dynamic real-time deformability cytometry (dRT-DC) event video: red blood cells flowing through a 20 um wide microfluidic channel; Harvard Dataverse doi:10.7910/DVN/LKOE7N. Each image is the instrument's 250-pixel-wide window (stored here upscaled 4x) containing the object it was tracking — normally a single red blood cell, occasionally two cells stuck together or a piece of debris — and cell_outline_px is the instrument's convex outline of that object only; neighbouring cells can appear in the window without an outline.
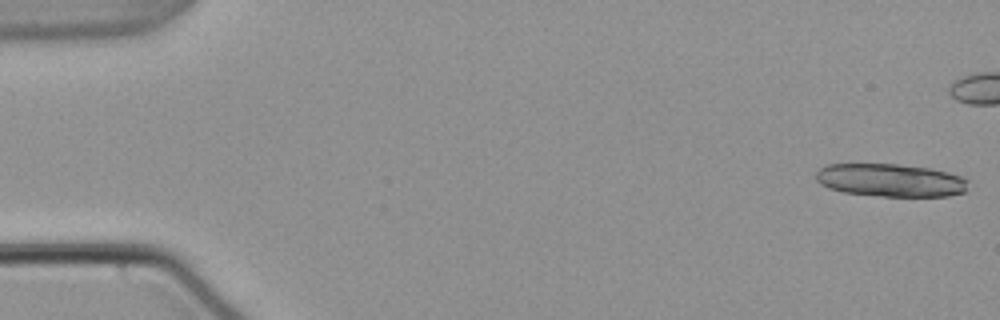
{"species": "common noctule bat (a hibernating species)", "species_latin": "Nyctalus noctula", "temperature_condition": "warm", "stored_images_in_passage": 15, "camera_frame_rate_fps": 3000, "um_per_image_px": 0.085, "animal": {"sex": "male", "body_mass_g": 21.5, "forearm_length_mm": 52.0}, "frame": {"image": 1, "passage_image": 1, "time_ms": 0.0, "image_size_px": [1000, 320], "cell_outline_px": [[968, 180], [964, 192], [948, 196], [884, 196], [844, 192], [828, 188], [820, 184], [816, 180], [816, 172], [820, 168], [828, 164], [896, 164], [932, 168], [948, 172], [960, 176]], "centroid_in_image_um": [75.68, 15.31], "position_along_channel_um": 9.3, "area_um2": 29.19}}